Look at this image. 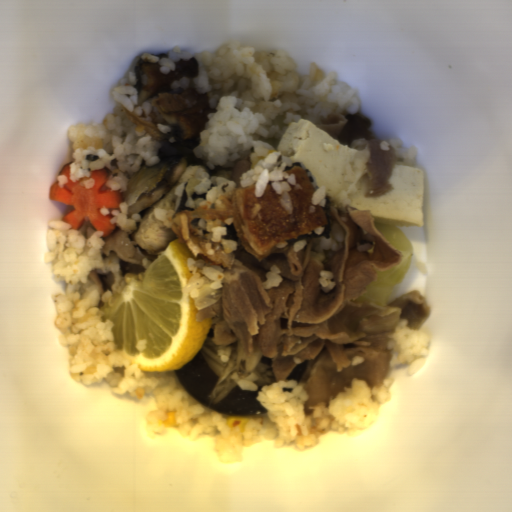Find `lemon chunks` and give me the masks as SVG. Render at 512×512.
Returning <instances> with one entry per match:
<instances>
[{
	"label": "lemon chunks",
	"instance_id": "lemon-chunks-1",
	"mask_svg": "<svg viewBox=\"0 0 512 512\" xmlns=\"http://www.w3.org/2000/svg\"><path fill=\"white\" fill-rule=\"evenodd\" d=\"M184 244L171 239L140 272L124 274L110 300L98 309L114 325V343L129 365L142 373H168L189 364L205 345L213 323L197 318L194 299L183 288L191 274Z\"/></svg>",
	"mask_w": 512,
	"mask_h": 512
},
{
	"label": "lemon chunks",
	"instance_id": "lemon-chunks-2",
	"mask_svg": "<svg viewBox=\"0 0 512 512\" xmlns=\"http://www.w3.org/2000/svg\"><path fill=\"white\" fill-rule=\"evenodd\" d=\"M374 226L403 255L393 267L375 275L360 296V302H368L379 306H388L391 295L404 280L413 256L412 243L400 227L385 225L374 221Z\"/></svg>",
	"mask_w": 512,
	"mask_h": 512
}]
</instances>
